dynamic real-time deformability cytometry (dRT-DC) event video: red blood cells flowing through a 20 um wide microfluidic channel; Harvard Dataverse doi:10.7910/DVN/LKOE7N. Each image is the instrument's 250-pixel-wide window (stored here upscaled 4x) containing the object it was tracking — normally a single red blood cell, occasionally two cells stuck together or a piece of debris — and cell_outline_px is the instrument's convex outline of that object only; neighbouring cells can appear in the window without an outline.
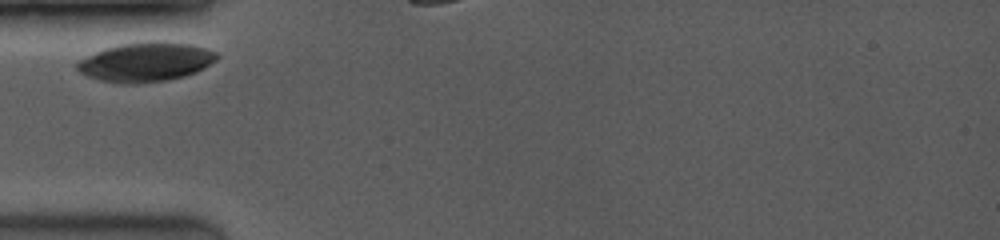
{"species": "common noctule bat (a hibernating species)", "species_latin": "Nyctalus noctula", "temperature_condition": "room temperature", "stored_images_in_passage": 2, "camera_frame_rate_fps": 3500, "um_per_image_px": 0.085, "animal": {"sex": "female", "body_mass_g": 19.0, "forearm_length_mm": 53.3}, "frame": {"image": 1, "passage_image": 1, "time_ms": 0.0, "image_size_px": [1000, 240], "cell_outline_px": [[220, 56], [216, 60], [204, 68], [196, 72], [184, 76], [168, 80], [136, 84], [120, 84], [100, 80], [88, 76], [80, 72], [76, 68], [76, 64], [80, 60], [104, 48], [120, 44], [148, 40], [164, 40], [188, 44], [204, 48], [216, 52]], "centroid_in_image_um": [12.4, 5.26], "position_along_channel_um": 72.6, "area_um2": 32.19}}